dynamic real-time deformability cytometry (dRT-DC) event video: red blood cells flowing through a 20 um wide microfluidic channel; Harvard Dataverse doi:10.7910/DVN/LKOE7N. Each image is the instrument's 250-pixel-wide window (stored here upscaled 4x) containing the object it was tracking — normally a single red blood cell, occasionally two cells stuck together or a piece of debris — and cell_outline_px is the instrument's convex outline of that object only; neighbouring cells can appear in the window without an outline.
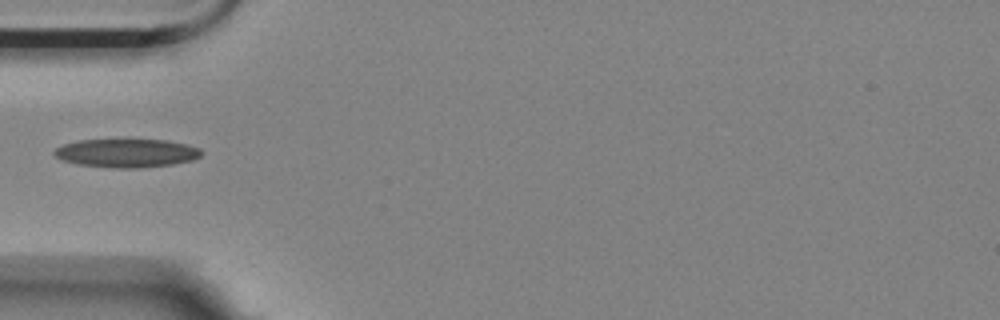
{"species": "Egyptian fruit bat (a non-hibernating species)", "species_latin": "Rousettus aegyptiacus", "temperature_condition": "room temperature", "stored_images_in_passage": 6, "camera_frame_rate_fps": 3000, "um_per_image_px": 0.085, "animal": {"sex": "female"}, "frame": {"image": 1, "passage_image": 1, "time_ms": 0.0, "image_size_px": [1000, 320], "cell_outline_px": [[204, 152], [200, 156], [192, 160], [172, 164], [140, 168], [116, 168], [80, 164], [64, 160], [56, 156], [52, 152], [56, 148], [64, 144], [80, 140], [124, 136], [128, 136], [168, 140], [200, 148]], "centroid_in_image_um": [10.78, 12.94], "position_along_channel_um": 74.2, "area_um2": 25.49}}
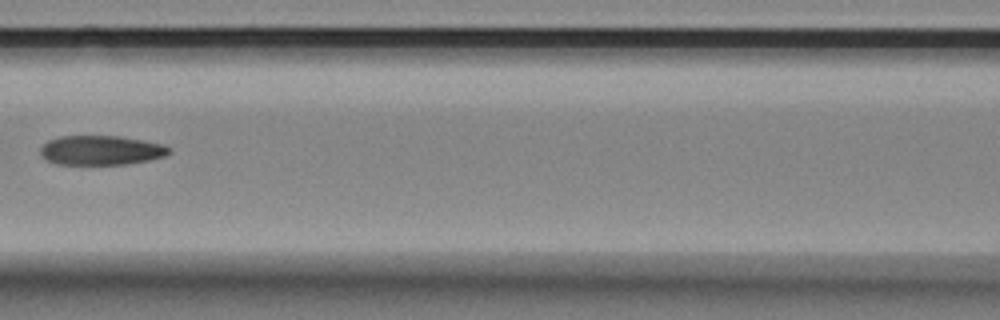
{"frame": {"image": 2, "passage_image": 3, "time_ms": 0.667, "image_size_px": [1000, 320], "cell_outline_px": [[172, 152], [164, 156], [148, 160], [128, 164], [56, 164], [40, 156], [40, 148], [48, 140], [60, 136], [120, 136], [144, 140], [164, 144], [172, 148]], "centroid_in_image_um": [8.61, 12.77], "position_along_channel_um": 158.0, "area_um2": 22.25}}
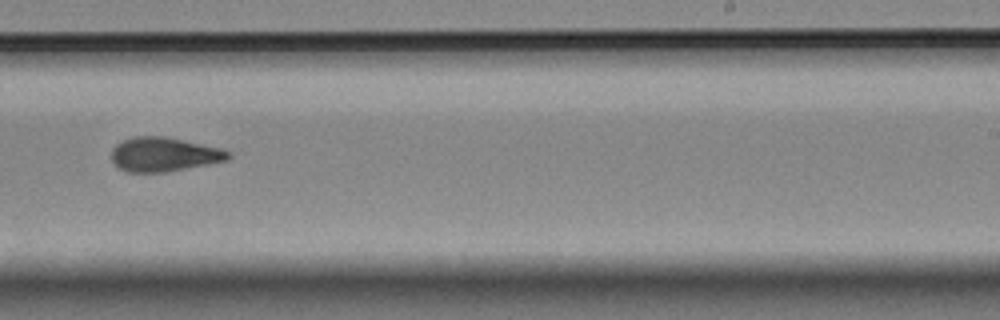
{"frame": {"image": 3, "passage_image": 6, "time_ms": 1.667, "image_size_px": [1000, 320], "cell_outline_px": [[232, 156], [228, 160], [208, 164], [164, 172], [128, 172], [120, 168], [112, 160], [112, 148], [116, 144], [132, 136], [164, 136], [184, 140], [220, 148], [232, 152]], "centroid_in_image_um": [13.95, 13.11], "position_along_channel_um": 275.0, "area_um2": 23.18}}